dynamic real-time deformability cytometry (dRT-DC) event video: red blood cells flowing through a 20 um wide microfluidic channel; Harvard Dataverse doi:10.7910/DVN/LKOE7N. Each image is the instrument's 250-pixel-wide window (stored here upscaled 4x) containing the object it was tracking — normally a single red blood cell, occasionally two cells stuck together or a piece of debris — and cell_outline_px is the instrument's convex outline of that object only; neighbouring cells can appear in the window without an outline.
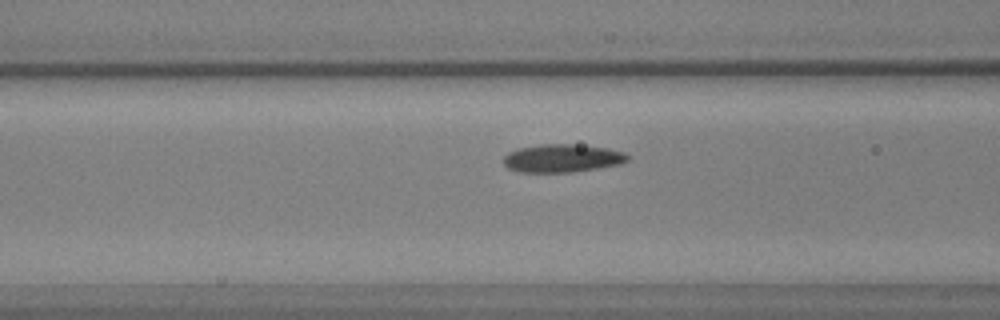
{"species": "common noctule bat (a hibernating species)", "species_latin": "Nyctalus noctula", "temperature_condition": "warm", "stored_images_in_passage": 53, "camera_frame_rate_fps": 3000, "um_per_image_px": 0.085, "animal": {"sex": "male", "body_mass_g": 17.9, "forearm_length_mm": 54.2}, "frame": {"image": 1, "passage_image": 22, "time_ms": 7.0, "image_size_px": [1000, 320], "cell_outline_px": [[628, 160], [620, 164], [572, 172], [520, 172], [508, 168], [504, 164], [504, 156], [508, 152], [520, 148], [540, 144], [572, 144], [608, 148], [624, 152], [628, 156]], "centroid_in_image_um": [47.78, 13.45], "position_along_channel_um": 118.8, "area_um2": 20.17}}
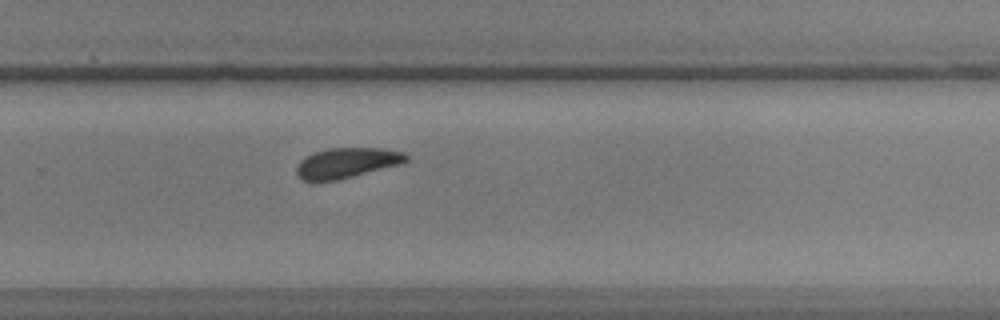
{"frame": {"image": 2, "passage_image": 36, "time_ms": 11.667, "image_size_px": [1000, 320], "cell_outline_px": [[408, 160], [400, 164], [336, 180], [304, 180], [296, 172], [296, 168], [300, 160], [304, 156], [328, 148], [384, 148], [404, 152], [408, 156]], "centroid_in_image_um": [29.49, 13.82], "position_along_channel_um": 300.3, "area_um2": 19.02}}
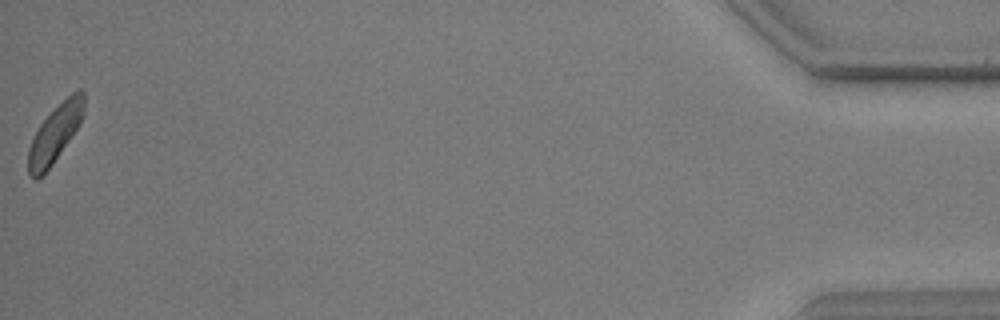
{"frame": {"image": 3, "passage_image": 53, "time_ms": 17.333, "image_size_px": [1000, 320], "cell_outline_px": [[84, 112], [80, 124], [52, 164], [36, 180], [28, 176], [28, 148], [40, 124], [72, 92], [80, 88], [84, 92]], "centroid_in_image_um": [4.68, 11.36], "position_along_channel_um": 430.5, "area_um2": 18.15}, "authors_computed_cell_mechanics": {"area_um2": 19.5364, "velocity_mm_per_s": 3.8952, "shape_relaxation_time_tau1_ms": 3.0678, "shape_relaxation_time_tau2_ms": 1.9537, "deformation_change_tau1": 0.0762, "deformation_change_tau2": 0.0696}}